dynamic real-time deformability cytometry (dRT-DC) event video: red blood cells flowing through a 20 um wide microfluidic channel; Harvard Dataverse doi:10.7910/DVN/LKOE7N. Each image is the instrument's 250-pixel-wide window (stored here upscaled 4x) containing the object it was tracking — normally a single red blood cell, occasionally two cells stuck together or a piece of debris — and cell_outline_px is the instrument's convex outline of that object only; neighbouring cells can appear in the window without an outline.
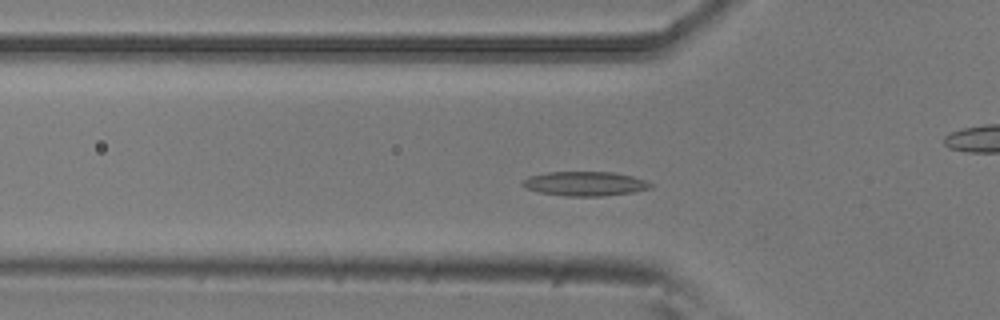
{"species": "common noctule bat (a hibernating species)", "species_latin": "Nyctalus noctula", "temperature_condition": "room temperature", "stored_images_in_passage": 44, "camera_frame_rate_fps": 3000, "um_per_image_px": 0.085, "animal": {"sex": "male", "body_mass_g": 20.5, "forearm_length_mm": 52.5}, "frame": {"image": 1, "passage_image": 7, "time_ms": 2.0, "image_size_px": [1000, 320], "cell_outline_px": [[652, 188], [632, 192], [604, 196], [568, 196], [540, 192], [524, 188], [520, 184], [520, 180], [528, 176], [548, 172], [612, 172], [632, 176], [644, 180], [652, 184]], "centroid_in_image_um": [49.66, 15.61], "position_along_channel_um": 76.1, "area_um2": 18.21}}
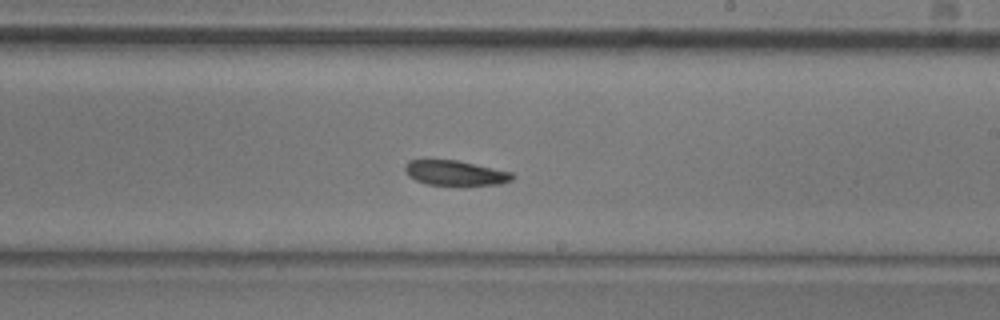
{"frame": {"image": 2, "passage_image": 21, "time_ms": 6.667, "image_size_px": [1000, 320], "cell_outline_px": [[516, 176], [512, 180], [500, 184], [464, 188], [460, 188], [424, 184], [408, 176], [404, 168], [404, 164], [408, 160], [456, 160], [512, 172]], "centroid_in_image_um": [38.72, 14.76], "position_along_channel_um": 250.3, "area_um2": 16.53}}
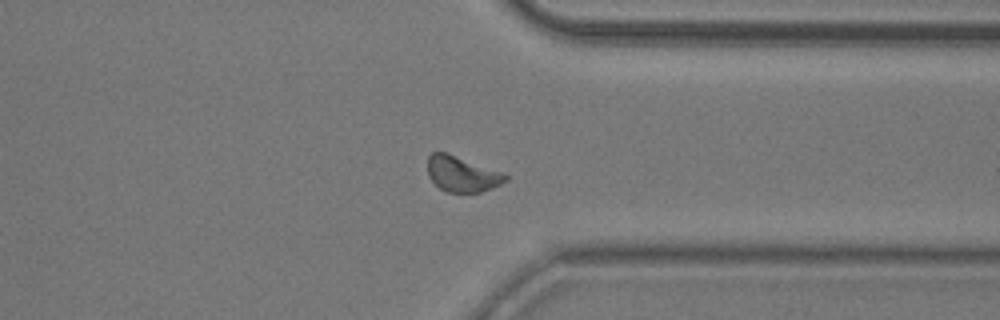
{"frame": {"image": 3, "passage_image": 31, "time_ms": 10.0, "image_size_px": [1000, 320], "cell_outline_px": [[508, 180], [492, 188], [480, 192], [444, 192], [428, 176], [428, 156], [432, 152], [448, 152], [504, 172], [508, 176]], "centroid_in_image_um": [39.29, 14.77], "position_along_channel_um": 372.1, "area_um2": 16.36}, "authors_computed_cell_mechanics": {"area_um2": 16.4152, "velocity_mm_per_s": 3.7268, "shape_relaxation_time_tau1_ms": 3.1205, "shape_relaxation_time_tau2_ms": 4.1805, "deformation_change_tau1": 0.1215, "deformation_change_tau2": 0.1055}}